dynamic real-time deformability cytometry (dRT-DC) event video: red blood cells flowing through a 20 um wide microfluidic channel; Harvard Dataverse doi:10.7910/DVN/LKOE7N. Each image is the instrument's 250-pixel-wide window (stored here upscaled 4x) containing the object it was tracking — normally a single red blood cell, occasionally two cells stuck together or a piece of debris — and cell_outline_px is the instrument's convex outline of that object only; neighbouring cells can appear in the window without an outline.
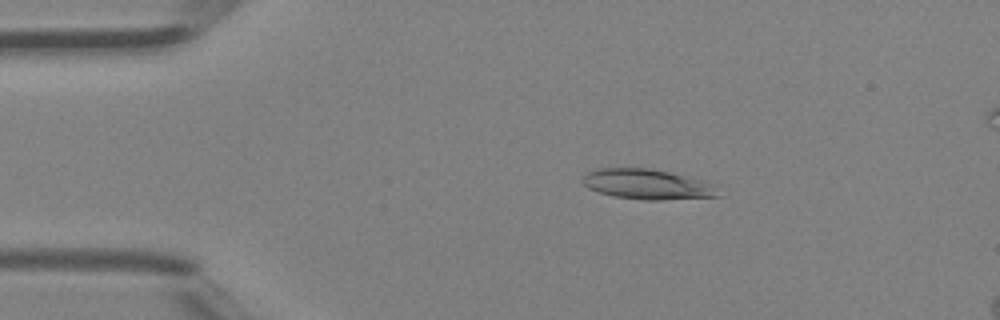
{"species": "Egyptian fruit bat (a non-hibernating species)", "species_latin": "Rousettus aegyptiacus", "temperature_condition": "room temperature", "stored_images_in_passage": 4, "camera_frame_rate_fps": 3000, "um_per_image_px": 0.085, "animal": {"sex": "female"}, "frame": {"image": 1, "passage_image": 2, "time_ms": 0.333, "image_size_px": [1000, 320], "cell_outline_px": [[720, 196], [660, 200], [644, 200], [612, 196], [588, 188], [584, 184], [584, 172], [596, 168], [648, 168], [668, 172], [704, 180], [712, 184]], "centroid_in_image_um": [54.98, 15.66], "position_along_channel_um": 30.0, "area_um2": 23.7}}